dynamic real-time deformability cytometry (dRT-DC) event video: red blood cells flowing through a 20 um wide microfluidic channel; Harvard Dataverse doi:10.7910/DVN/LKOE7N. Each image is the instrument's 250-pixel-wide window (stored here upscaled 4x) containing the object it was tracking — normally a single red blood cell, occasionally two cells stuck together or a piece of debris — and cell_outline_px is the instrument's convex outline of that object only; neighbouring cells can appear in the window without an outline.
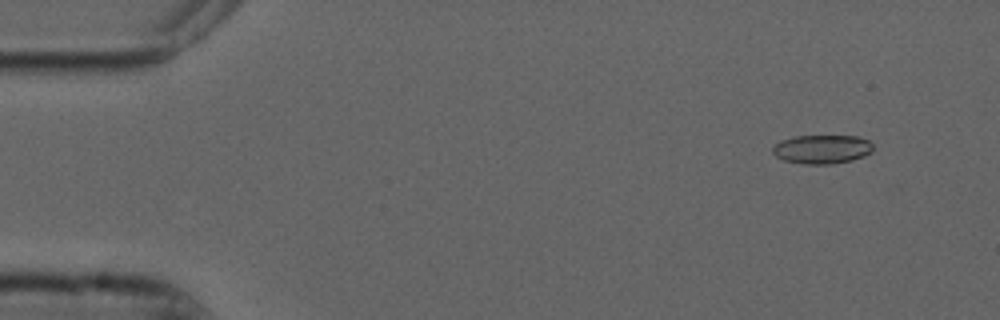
{"species": "common noctule bat (a hibernating species)", "species_latin": "Nyctalus noctula", "temperature_condition": "cold", "stored_images_in_passage": 55, "camera_frame_rate_fps": 3000, "um_per_image_px": 0.085, "animal": {"sex": "male", "forearm_length_mm": 52.5}, "frame": {"image": 1, "passage_image": 5, "time_ms": 1.333, "image_size_px": [1000, 320], "cell_outline_px": [[872, 152], [864, 156], [852, 160], [832, 164], [804, 164], [784, 160], [776, 156], [772, 152], [772, 148], [780, 140], [792, 136], [860, 136], [868, 140], [872, 144]], "centroid_in_image_um": [69.87, 12.68], "position_along_channel_um": 15.1, "area_um2": 16.99}}
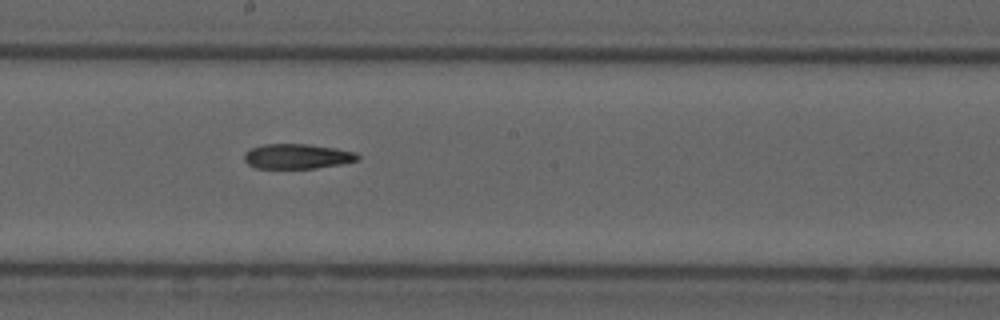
{"frame": {"image": 2, "passage_image": 30, "time_ms": 9.667, "image_size_px": [1000, 320], "cell_outline_px": [[360, 160], [340, 164], [316, 168], [256, 168], [248, 164], [244, 160], [244, 152], [252, 148], [264, 144], [308, 144], [336, 148], [356, 152], [360, 156]], "centroid_in_image_um": [25.28, 13.28], "position_along_channel_um": 222.9, "area_um2": 16.53}}
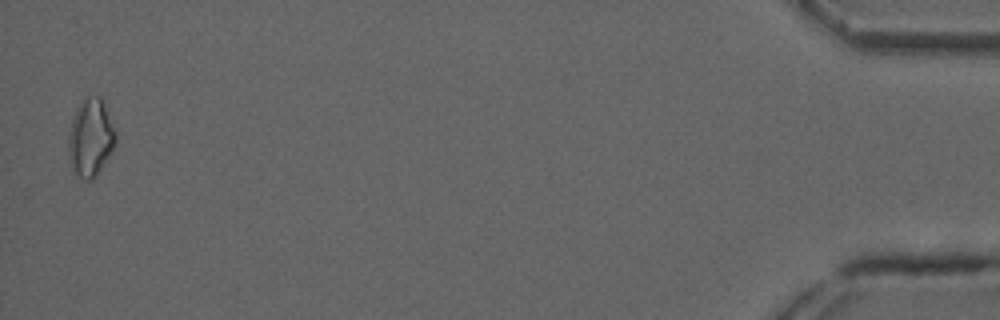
{"frame": {"image": 3, "passage_image": 54, "time_ms": 17.667, "image_size_px": [1000, 320], "cell_outline_px": [[116, 144], [96, 176], [92, 180], [84, 180], [76, 176], [72, 168], [68, 152], [68, 144], [72, 120], [76, 108], [88, 96], [100, 96], [116, 128]], "centroid_in_image_um": [7.72, 11.72], "position_along_channel_um": 427.5, "area_um2": 21.33}, "authors_computed_cell_mechanics": {"area_um2": 17.2822, "velocity_mm_per_s": 3.7497, "shape_relaxation_time_tau1_ms": 10.7881, "shape_relaxation_time_tau2_ms": null, "deformation_change_tau1": 0.2639, "deformation_change_tau2": null}}